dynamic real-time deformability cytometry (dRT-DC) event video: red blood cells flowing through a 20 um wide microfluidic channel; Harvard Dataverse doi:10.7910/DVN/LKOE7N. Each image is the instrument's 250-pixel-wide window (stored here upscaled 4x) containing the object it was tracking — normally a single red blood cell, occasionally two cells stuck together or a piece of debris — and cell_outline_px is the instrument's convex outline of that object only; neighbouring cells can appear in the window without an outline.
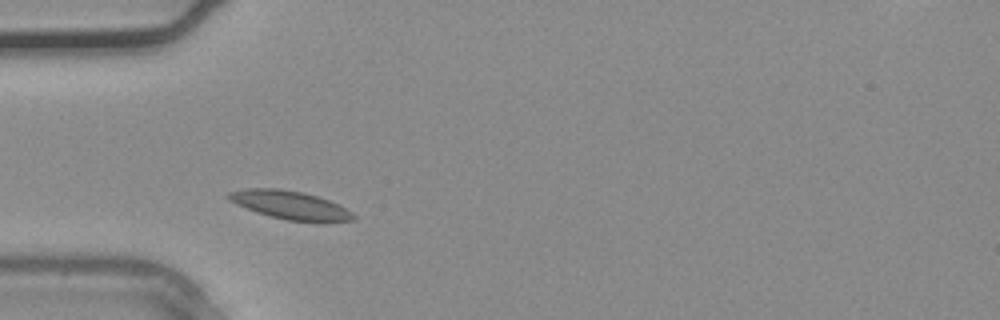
{"species": "common noctule bat (a hibernating species)", "species_latin": "Nyctalus noctula", "temperature_condition": "warm", "stored_images_in_passage": 3, "camera_frame_rate_fps": 3000, "um_per_image_px": 0.085, "animal": {"sex": "male", "body_mass_g": 20.4}, "frame": {"image": 1, "passage_image": 2, "time_ms": 0.333, "image_size_px": [1000, 320], "cell_outline_px": [[356, 220], [288, 220], [256, 212], [236, 204], [228, 200], [224, 196], [228, 192], [248, 188], [280, 188], [304, 192], [328, 200], [352, 212], [356, 216]], "centroid_in_image_um": [24.56, 17.39], "position_along_channel_um": 60.4, "area_um2": 20.11}}
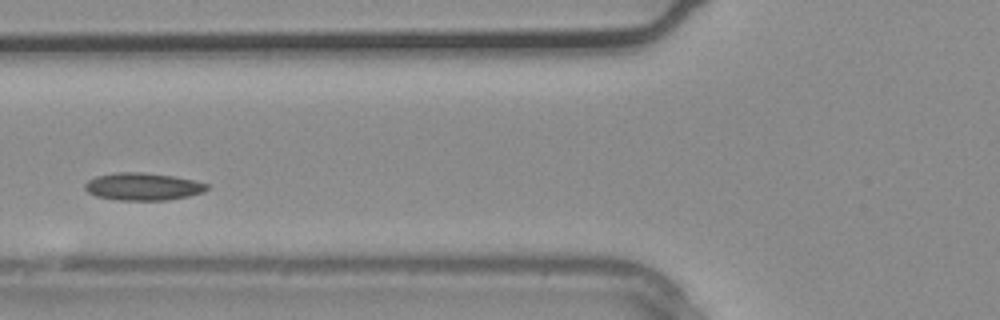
{"frame": {"image": 2, "passage_image": 3, "time_ms": 0.667, "image_size_px": [1000, 320], "cell_outline_px": [[208, 188], [204, 192], [188, 196], [168, 200], [120, 200], [96, 196], [88, 192], [84, 188], [84, 184], [88, 180], [96, 176], [116, 172], [140, 172], [172, 176], [192, 180], [208, 184]], "centroid_in_image_um": [12.12, 15.86], "position_along_channel_um": 113.7, "area_um2": 19.42}}